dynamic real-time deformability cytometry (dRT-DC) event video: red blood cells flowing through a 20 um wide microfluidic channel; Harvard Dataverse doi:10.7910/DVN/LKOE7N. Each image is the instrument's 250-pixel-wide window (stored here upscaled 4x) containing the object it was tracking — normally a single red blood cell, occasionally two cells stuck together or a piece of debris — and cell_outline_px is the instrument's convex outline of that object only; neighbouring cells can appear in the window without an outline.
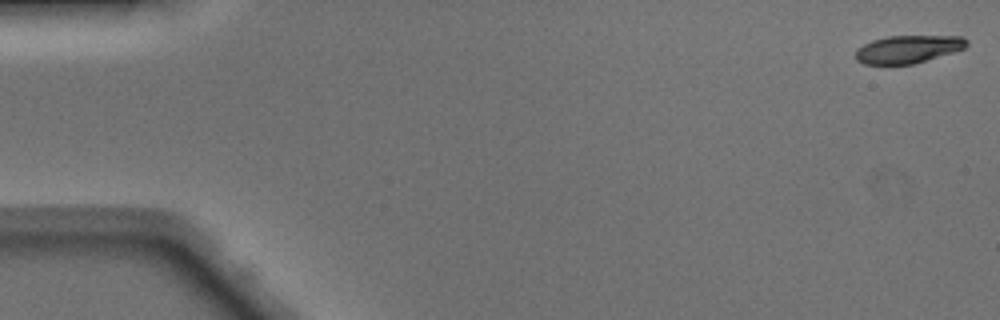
{"species": "Egyptian fruit bat (a non-hibernating species)", "species_latin": "Rousettus aegyptiacus", "temperature_condition": "warm", "stored_images_in_passage": 15, "camera_frame_rate_fps": 3000, "um_per_image_px": 0.085, "animal": {"sex": "male"}, "frame": {"image": 1, "passage_image": 1, "time_ms": 0.0, "image_size_px": [1000, 320], "cell_outline_px": [[968, 44], [964, 48], [952, 52], [912, 64], [864, 64], [856, 60], [856, 52], [864, 44], [872, 40], [888, 36], [960, 36], [968, 40]], "centroid_in_image_um": [77.18, 4.17], "position_along_channel_um": 7.8, "area_um2": 17.69}}
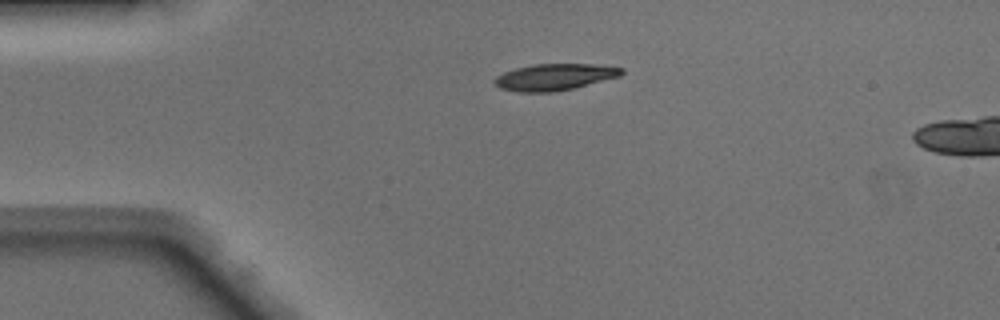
{"frame": {"image": 2, "passage_image": 11, "time_ms": 3.333, "image_size_px": [1000, 320], "cell_outline_px": [[624, 72], [620, 76], [572, 88], [552, 92], [520, 92], [500, 88], [492, 80], [496, 76], [504, 72], [516, 68], [532, 64], [592, 64], [624, 68]], "centroid_in_image_um": [47.11, 6.54], "position_along_channel_um": 37.9, "area_um2": 19.48}}